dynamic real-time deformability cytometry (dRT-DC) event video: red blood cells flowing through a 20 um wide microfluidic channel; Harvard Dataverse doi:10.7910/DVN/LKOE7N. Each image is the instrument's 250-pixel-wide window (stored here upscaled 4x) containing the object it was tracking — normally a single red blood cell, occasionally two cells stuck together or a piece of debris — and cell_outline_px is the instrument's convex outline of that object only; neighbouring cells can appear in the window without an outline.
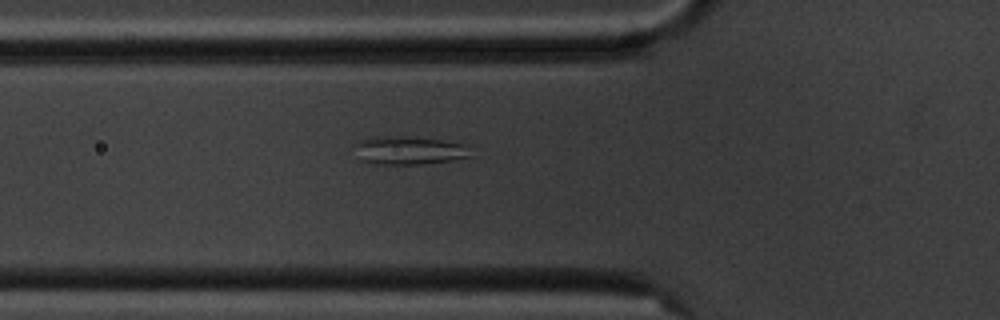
{"species": "common noctule bat (a hibernating species)", "species_latin": "Nyctalus noctula", "temperature_condition": "cold", "stored_images_in_passage": 4, "camera_frame_rate_fps": 3000, "um_per_image_px": 0.085, "animal": {"sex": "male", "body_mass_g": 20.1, "forearm_length_mm": 53.5}, "frame": {"image": 1, "passage_image": 4, "time_ms": 3.667, "image_size_px": [1000, 320], "cell_outline_px": [[476, 144], [472, 156], [448, 160], [420, 164], [376, 164], [360, 160], [356, 144], [360, 140], [376, 136], [404, 136]], "centroid_in_image_um": [34.92, 12.77], "position_along_channel_um": 90.9, "area_um2": 19.36}}